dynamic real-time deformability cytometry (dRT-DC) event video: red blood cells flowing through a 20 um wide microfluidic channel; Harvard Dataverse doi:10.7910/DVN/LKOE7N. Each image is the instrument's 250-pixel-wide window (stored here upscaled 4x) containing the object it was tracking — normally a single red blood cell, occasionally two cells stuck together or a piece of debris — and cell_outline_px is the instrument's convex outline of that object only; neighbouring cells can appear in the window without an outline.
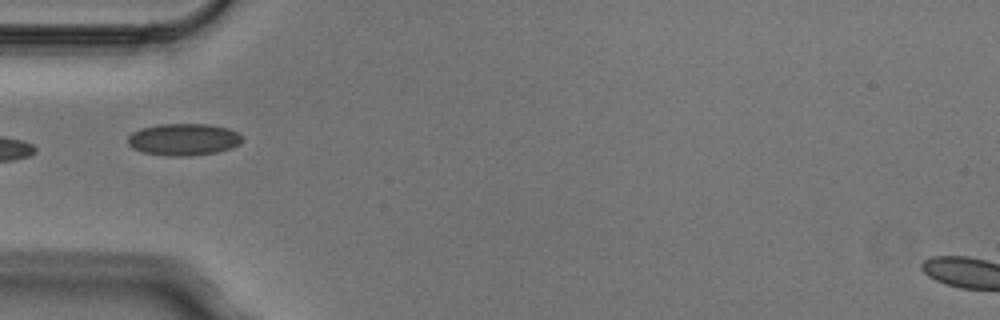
{"species": "Egyptian fruit bat (a non-hibernating species)", "species_latin": "Rousettus aegyptiacus", "temperature_condition": "cold", "stored_images_in_passage": 8, "camera_frame_rate_fps": 3000, "um_per_image_px": 0.085, "animal": {"sex": "male"}, "frame": {"image": 1, "passage_image": 5, "time_ms": 1.333, "image_size_px": [1000, 320], "cell_outline_px": [[240, 144], [232, 148], [216, 152], [188, 156], [164, 156], [144, 152], [132, 148], [128, 144], [128, 136], [132, 132], [140, 128], [160, 124], [208, 124], [228, 128], [236, 132], [240, 136]], "centroid_in_image_um": [15.57, 11.85], "position_along_channel_um": 69.4, "area_um2": 21.27}}
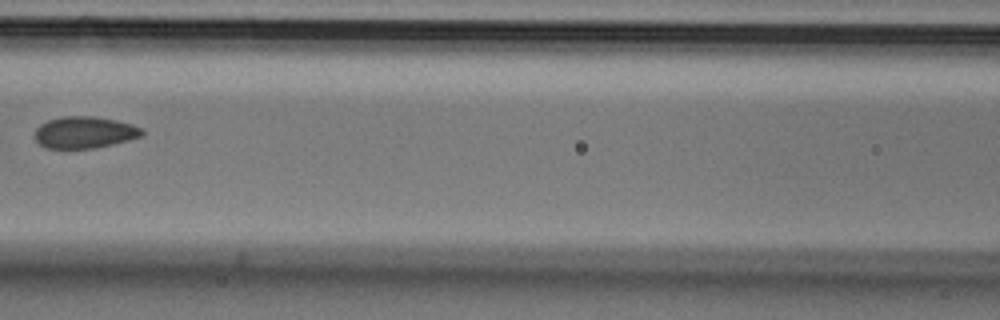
{"frame": {"image": 2, "passage_image": 7, "time_ms": 2.0, "image_size_px": [1000, 320], "cell_outline_px": [[144, 136], [96, 148], [44, 148], [36, 140], [36, 128], [40, 124], [48, 120], [64, 116], [96, 116], [116, 120], [132, 124], [144, 128]], "centroid_in_image_um": [7.23, 11.24], "position_along_channel_um": 159.4, "area_um2": 19.94}}
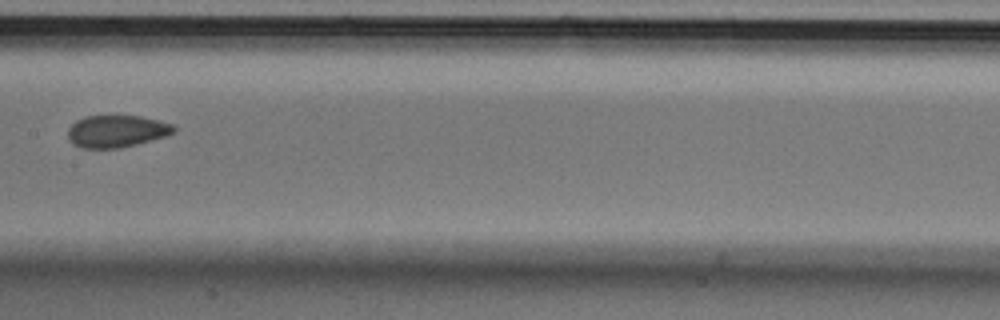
{"frame": {"image": 3, "passage_image": 8, "time_ms": 2.333, "image_size_px": [1000, 320], "cell_outline_px": [[176, 128], [172, 132], [164, 136], [136, 144], [120, 148], [84, 148], [72, 144], [68, 140], [68, 128], [76, 120], [84, 116], [140, 116], [160, 120], [172, 124]], "centroid_in_image_um": [9.86, 11.15], "position_along_channel_um": 197.5, "area_um2": 19.77}}